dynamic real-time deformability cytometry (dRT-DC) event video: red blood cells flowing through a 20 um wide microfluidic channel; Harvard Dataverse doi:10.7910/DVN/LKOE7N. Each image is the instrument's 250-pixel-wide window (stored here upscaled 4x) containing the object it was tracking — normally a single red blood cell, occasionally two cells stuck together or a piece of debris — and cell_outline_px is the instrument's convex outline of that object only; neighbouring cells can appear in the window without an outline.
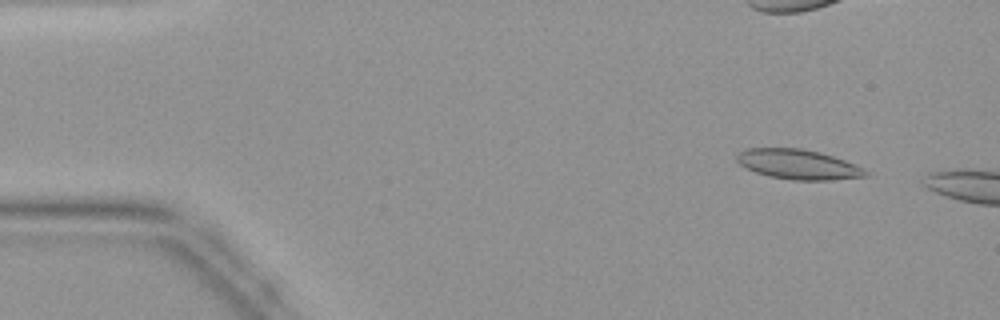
{"species": "common noctule bat (a hibernating species)", "species_latin": "Nyctalus noctula", "temperature_condition": "warm", "stored_images_in_passage": 7, "camera_frame_rate_fps": 3000, "um_per_image_px": 0.085, "animal": {"sex": "female", "body_mass_g": 19.9}, "frame": {"image": 1, "passage_image": 4, "time_ms": 1.0, "image_size_px": [1000, 320], "cell_outline_px": [[872, 176], [832, 180], [792, 180], [768, 176], [744, 168], [736, 160], [736, 156], [740, 152], [748, 148], [800, 148], [820, 152], [844, 160], [864, 168]], "centroid_in_image_um": [67.87, 13.98], "position_along_channel_um": 17.1, "area_um2": 22.54}}